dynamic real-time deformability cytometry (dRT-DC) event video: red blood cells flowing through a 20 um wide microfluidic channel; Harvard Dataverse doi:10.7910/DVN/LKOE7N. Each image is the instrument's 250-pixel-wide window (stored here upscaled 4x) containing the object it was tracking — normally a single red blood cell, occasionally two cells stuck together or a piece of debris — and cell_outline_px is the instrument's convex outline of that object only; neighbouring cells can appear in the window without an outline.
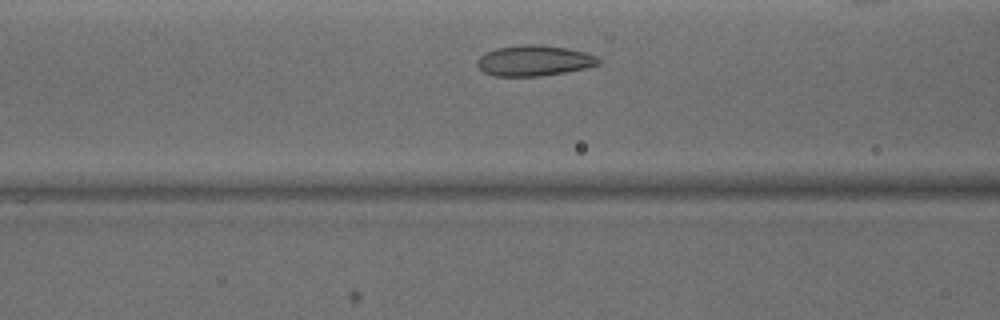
{"species": "common noctule bat (a hibernating species)", "species_latin": "Nyctalus noctula", "temperature_condition": "warm", "stored_images_in_passage": 28, "camera_frame_rate_fps": 3000, "um_per_image_px": 0.085, "animal": {"sex": "male", "body_mass_g": 15.6}, "frame": {"image": 1, "passage_image": 7, "time_ms": 2.0, "image_size_px": [1000, 320], "cell_outline_px": [[600, 64], [584, 68], [564, 72], [540, 76], [492, 76], [484, 72], [476, 64], [476, 60], [484, 52], [496, 48], [524, 44], [540, 44], [568, 48], [584, 52], [596, 56], [600, 60]], "centroid_in_image_um": [45.36, 5.14], "position_along_channel_um": 121.2, "area_um2": 21.73}}
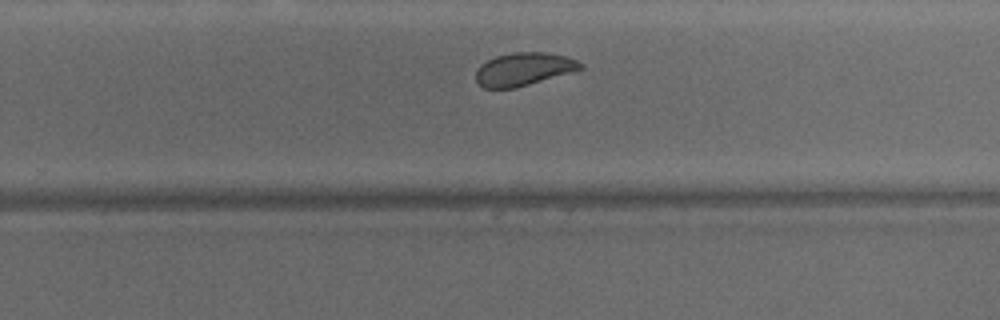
{"frame": {"image": 2, "passage_image": 19, "time_ms": 6.0, "image_size_px": [1000, 320], "cell_outline_px": [[584, 68], [516, 88], [484, 88], [476, 80], [476, 68], [480, 64], [496, 56], [512, 52], [548, 52], [564, 56], [576, 60], [584, 64]], "centroid_in_image_um": [44.49, 5.87], "position_along_channel_um": 285.3, "area_um2": 20.06}}
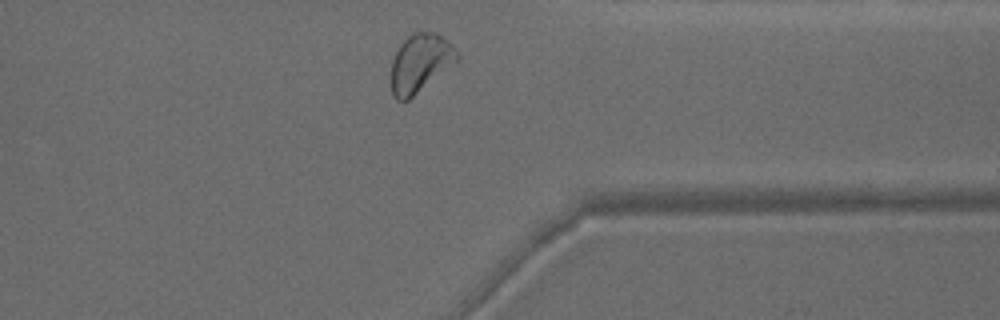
{"frame": {"image": 3, "passage_image": 26, "time_ms": 8.333, "image_size_px": [1000, 320], "cell_outline_px": [[460, 60], [408, 100], [396, 100], [392, 92], [392, 60], [400, 44], [412, 32], [436, 32], [448, 40], [456, 48], [460, 56]], "centroid_in_image_um": [35.76, 5.34], "position_along_channel_um": 375.6, "area_um2": 22.48}}